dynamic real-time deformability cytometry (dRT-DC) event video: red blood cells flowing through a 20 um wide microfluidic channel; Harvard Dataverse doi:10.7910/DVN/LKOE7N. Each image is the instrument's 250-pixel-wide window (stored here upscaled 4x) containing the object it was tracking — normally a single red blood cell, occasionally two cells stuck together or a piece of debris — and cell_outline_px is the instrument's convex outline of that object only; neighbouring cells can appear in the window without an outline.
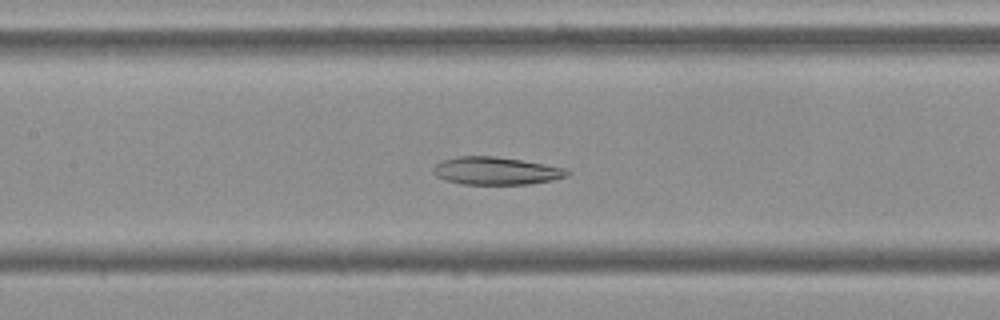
{"species": "Egyptian fruit bat (a non-hibernating species)", "species_latin": "Rousettus aegyptiacus", "temperature_condition": "cold", "stored_images_in_passage": 54, "camera_frame_rate_fps": 3000, "um_per_image_px": 0.085, "frame": {"image": 1, "passage_image": 25, "time_ms": 8.0, "image_size_px": [1000, 320], "cell_outline_px": [[572, 172], [568, 176], [552, 180], [528, 184], [460, 184], [444, 180], [436, 176], [432, 172], [432, 168], [440, 160], [456, 156], [496, 156], [568, 168]], "centroid_in_image_um": [42.14, 14.52], "position_along_channel_um": 165.3, "area_um2": 21.91}}
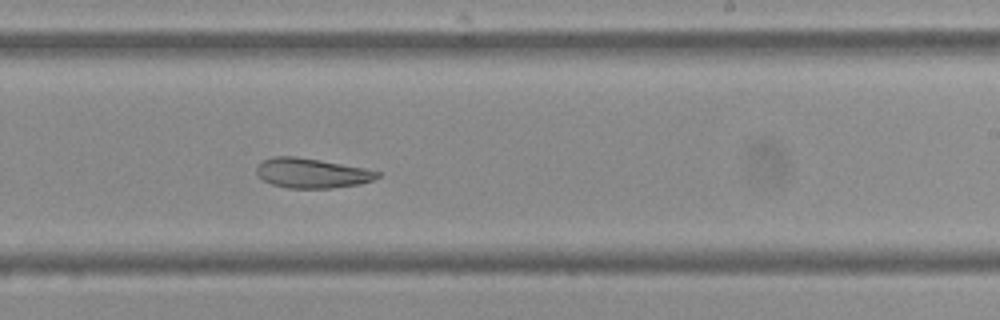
{"frame": {"image": 2, "passage_image": 33, "time_ms": 10.667, "image_size_px": [1000, 320], "cell_outline_px": [[380, 176], [372, 180], [360, 184], [332, 188], [288, 188], [272, 184], [264, 180], [256, 172], [256, 168], [264, 160], [272, 156], [296, 156], [320, 160], [364, 168], [380, 172]], "centroid_in_image_um": [26.51, 14.71], "position_along_channel_um": 262.5, "area_um2": 20.81}}
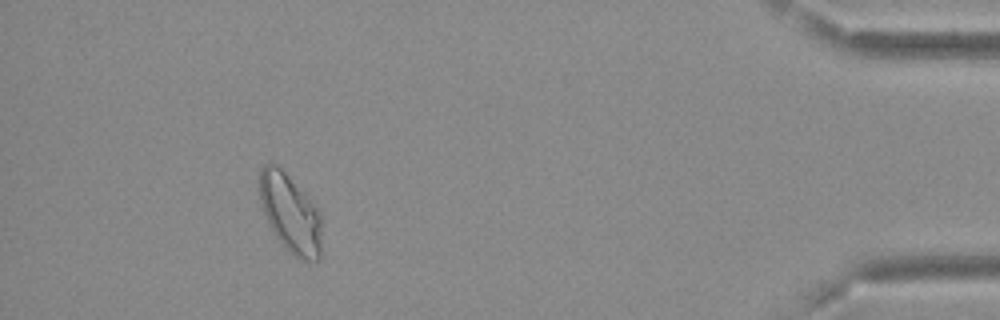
{"frame": {"image": 3, "passage_image": 50, "time_ms": 16.333, "image_size_px": [1000, 320], "cell_outline_px": [[320, 256], [316, 260], [300, 260], [292, 256], [288, 252], [276, 236], [260, 204], [260, 168], [264, 164], [276, 164], [284, 172], [320, 212]], "centroid_in_image_um": [24.66, 18.17], "position_along_channel_um": 410.5, "area_um2": 27.69}, "authors_computed_cell_mechanics": {"area_um2": 25.8655, "velocity_mm_per_s": 3.6595, "shape_relaxation_time_tau1_ms": null, "shape_relaxation_time_tau2_ms": 4.5655, "deformation_change_tau1": null, "deformation_change_tau2": 0.1063}}